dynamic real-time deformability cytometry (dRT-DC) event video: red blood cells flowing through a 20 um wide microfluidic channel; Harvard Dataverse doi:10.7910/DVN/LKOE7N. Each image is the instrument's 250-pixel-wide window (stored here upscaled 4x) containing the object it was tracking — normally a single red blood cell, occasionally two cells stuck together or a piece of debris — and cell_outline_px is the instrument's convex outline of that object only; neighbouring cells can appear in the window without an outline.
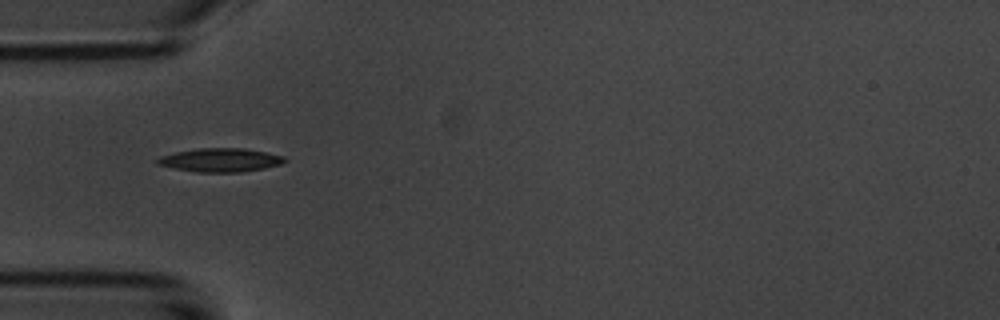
{"species": "common noctule bat (a hibernating species)", "species_latin": "Nyctalus noctula", "temperature_condition": "room temperature", "stored_images_in_passage": 8, "camera_frame_rate_fps": 3000, "um_per_image_px": 0.085, "animal": {"sex": "male", "body_mass_g": 20.1, "forearm_length_mm": 53.5}, "frame": {"image": 1, "passage_image": 6, "time_ms": 6.667, "image_size_px": [1000, 320], "cell_outline_px": [[288, 160], [280, 164], [264, 168], [240, 172], [196, 172], [172, 168], [156, 164], [156, 160], [160, 156], [176, 152], [200, 148], [244, 148], [284, 156]], "centroid_in_image_um": [18.71, 13.6], "position_along_channel_um": 66.3, "area_um2": 17.46}}
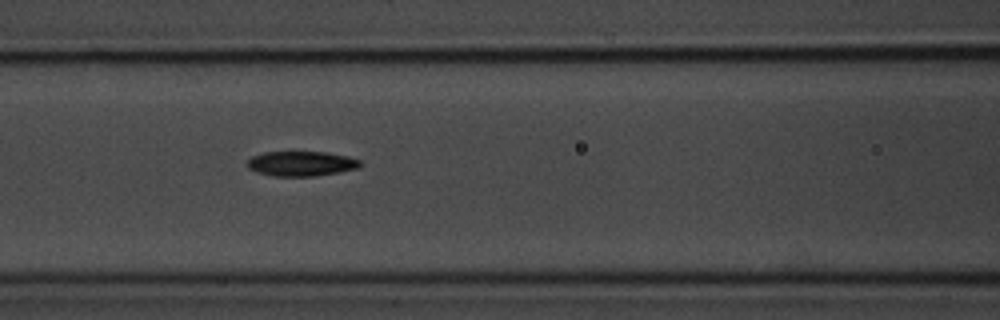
{"frame": {"image": 2, "passage_image": 8, "time_ms": 8.667, "image_size_px": [1000, 320], "cell_outline_px": [[364, 164], [356, 168], [340, 172], [312, 176], [272, 176], [256, 172], [248, 168], [244, 164], [252, 156], [264, 152], [292, 148], [328, 152], [348, 156], [360, 160]], "centroid_in_image_um": [25.56, 13.85], "position_along_channel_um": 141.0, "area_um2": 17.46}}